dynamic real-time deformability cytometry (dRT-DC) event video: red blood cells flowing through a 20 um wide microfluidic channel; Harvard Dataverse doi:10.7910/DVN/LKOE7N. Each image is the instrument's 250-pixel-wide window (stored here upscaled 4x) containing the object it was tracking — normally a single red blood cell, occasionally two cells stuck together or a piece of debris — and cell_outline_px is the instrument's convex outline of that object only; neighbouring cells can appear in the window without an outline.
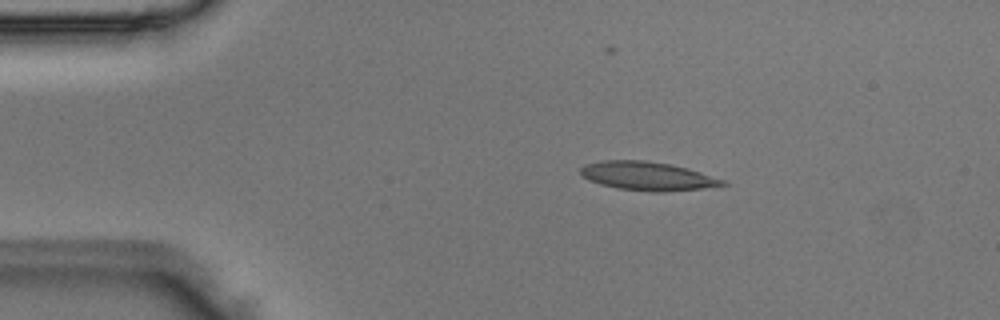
{"species": "Egyptian fruit bat (a non-hibernating species)", "species_latin": "Rousettus aegyptiacus", "temperature_condition": "room temperature", "stored_images_in_passage": 6, "camera_frame_rate_fps": 3000, "um_per_image_px": 0.085, "animal": {"sex": "male"}, "frame": {"image": 1, "passage_image": 3, "time_ms": 0.667, "image_size_px": [1000, 320], "cell_outline_px": [[728, 184], [700, 188], [660, 192], [652, 192], [620, 188], [600, 184], [588, 180], [580, 172], [580, 168], [584, 164], [604, 160], [644, 160], [672, 164], [688, 168], [724, 180]], "centroid_in_image_um": [55.0, 14.95], "position_along_channel_um": 30.0, "area_um2": 23.47}}
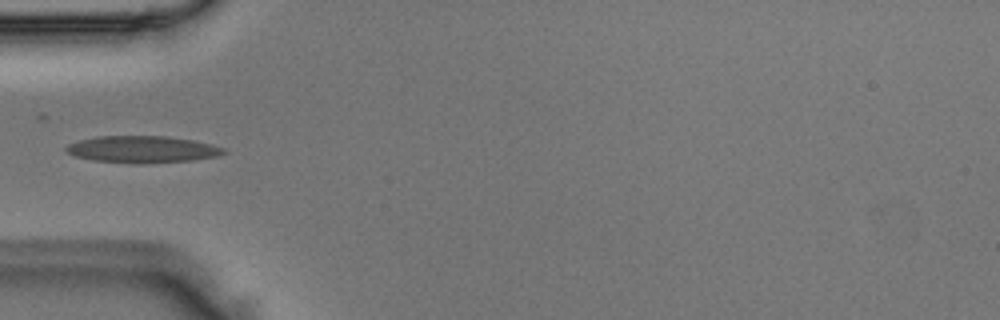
{"frame": {"image": 2, "passage_image": 5, "time_ms": 1.333, "image_size_px": [1000, 320], "cell_outline_px": [[228, 152], [220, 156], [192, 160], [140, 164], [136, 164], [92, 160], [76, 156], [68, 152], [64, 148], [68, 144], [80, 140], [96, 136], [164, 136], [192, 140], [212, 144], [224, 148]], "centroid_in_image_um": [12.13, 12.7], "position_along_channel_um": 72.9, "area_um2": 24.74}}
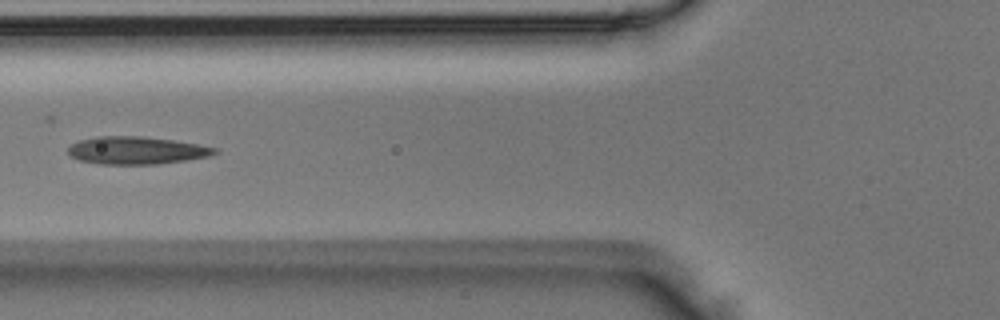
{"frame": {"image": 3, "passage_image": 6, "time_ms": 1.667, "image_size_px": [1000, 320], "cell_outline_px": [[220, 152], [208, 156], [184, 160], [156, 164], [100, 164], [80, 160], [72, 156], [68, 152], [68, 148], [72, 144], [80, 140], [96, 136], [144, 136], [176, 140], [220, 148]], "centroid_in_image_um": [11.65, 12.77], "position_along_channel_um": 114.2, "area_um2": 23.64}}